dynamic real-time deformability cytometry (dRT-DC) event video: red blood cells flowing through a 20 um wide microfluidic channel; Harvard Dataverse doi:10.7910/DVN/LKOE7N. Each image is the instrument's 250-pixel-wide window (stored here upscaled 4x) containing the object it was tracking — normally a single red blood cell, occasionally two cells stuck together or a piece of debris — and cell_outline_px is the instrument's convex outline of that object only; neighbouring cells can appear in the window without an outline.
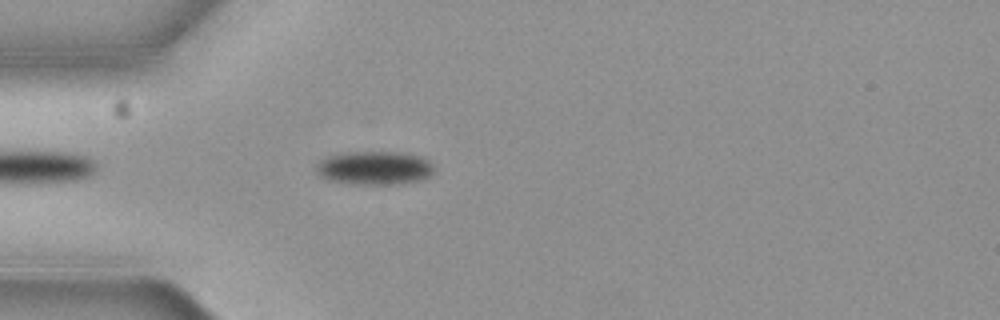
{"species": "common noctule bat (a hibernating species)", "species_latin": "Nyctalus noctula", "temperature_condition": "cold", "stored_images_in_passage": 5, "camera_frame_rate_fps": 3000, "um_per_image_px": 0.085, "animal": {"sex": "female", "body_mass_g": 19.3, "forearm_length_mm": 54.1}, "frame": {"image": 1, "passage_image": 5, "time_ms": 1.333, "image_size_px": [1000, 320], "cell_outline_px": [[432, 172], [428, 176], [420, 180], [400, 184], [352, 184], [328, 180], [320, 176], [316, 172], [316, 164], [320, 160], [328, 156], [348, 152], [392, 152], [420, 156], [428, 160], [432, 164]], "centroid_in_image_um": [31.78, 14.28], "position_along_channel_um": 53.2, "area_um2": 22.95}}